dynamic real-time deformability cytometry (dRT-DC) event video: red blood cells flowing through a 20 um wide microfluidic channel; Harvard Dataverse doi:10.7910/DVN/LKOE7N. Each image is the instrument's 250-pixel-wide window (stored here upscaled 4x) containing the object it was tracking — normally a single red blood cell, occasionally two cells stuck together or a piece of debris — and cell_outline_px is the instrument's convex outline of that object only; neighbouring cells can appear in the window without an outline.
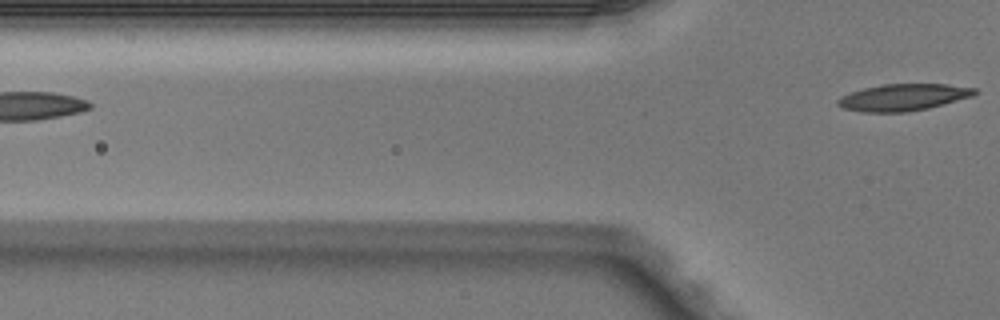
{"species": "Egyptian fruit bat (a non-hibernating species)", "species_latin": "Rousettus aegyptiacus", "temperature_condition": "warm", "stored_images_in_passage": 3, "camera_frame_rate_fps": 3000, "um_per_image_px": 0.085, "animal": {"sex": "male"}, "frame": {"image": 1, "passage_image": 3, "time_ms": 0.667, "image_size_px": [1000, 320], "cell_outline_px": [[980, 92], [972, 96], [928, 108], [908, 112], [860, 112], [844, 108], [836, 104], [836, 100], [840, 96], [864, 88], [884, 84], [948, 84], [976, 88]], "centroid_in_image_um": [76.78, 8.27], "position_along_channel_um": 49.0, "area_um2": 21.39}}